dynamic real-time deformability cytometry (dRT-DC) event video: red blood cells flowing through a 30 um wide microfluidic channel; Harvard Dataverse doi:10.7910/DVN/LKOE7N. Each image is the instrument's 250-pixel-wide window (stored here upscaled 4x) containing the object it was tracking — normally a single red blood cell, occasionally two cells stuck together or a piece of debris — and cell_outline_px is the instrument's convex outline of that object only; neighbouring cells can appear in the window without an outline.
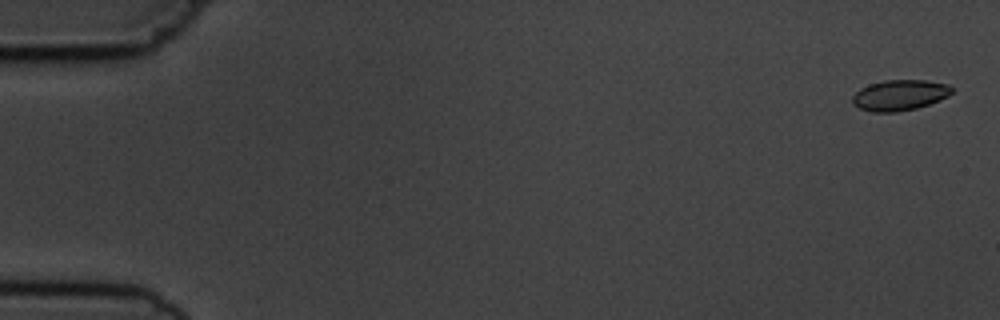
{"species": "common noctule bat (a hibernating species)", "species_latin": "Nyctalus noctula", "temperature_condition": "cold", "stored_images_in_passage": 9, "camera_frame_rate_fps": 3000, "um_per_image_px": 0.085, "animal": {"sex": "male", "body_mass_g": 19.5, "forearm_length_mm": 54.6}, "frame": {"image": 1, "passage_image": 1, "time_ms": 0.0, "image_size_px": [1000, 320], "cell_outline_px": [[952, 92], [948, 96], [940, 100], [916, 108], [896, 112], [872, 112], [860, 108], [852, 104], [852, 96], [860, 88], [868, 84], [884, 80], [924, 80], [948, 84], [952, 88]], "centroid_in_image_um": [76.45, 8.08], "position_along_channel_um": 8.6, "area_um2": 17.8}}
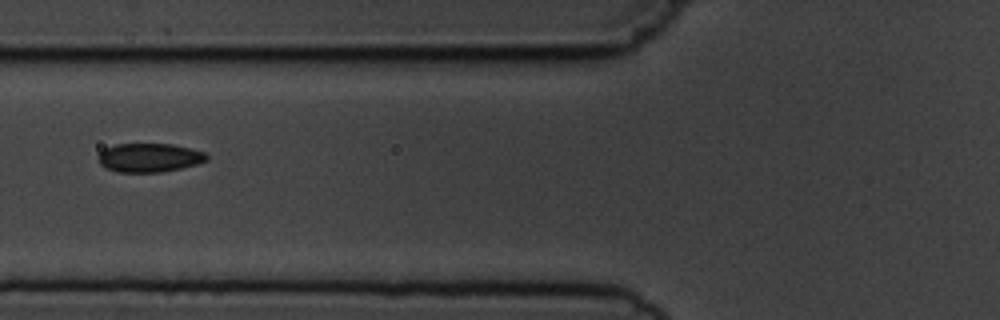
{"frame": {"image": 2, "passage_image": 6, "time_ms": 6.667, "image_size_px": [1000, 320], "cell_outline_px": [[208, 160], [196, 164], [180, 168], [160, 172], [116, 172], [100, 164], [96, 156], [104, 148], [116, 144], [172, 144], [192, 148], [204, 152], [208, 156]], "centroid_in_image_um": [12.68, 13.39], "position_along_channel_um": 113.1, "area_um2": 18.26}}
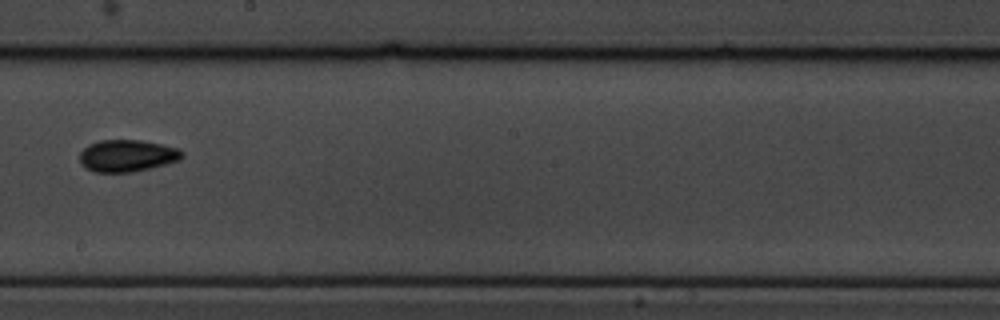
{"frame": {"image": 3, "passage_image": 9, "time_ms": 10.0, "image_size_px": [1000, 320], "cell_outline_px": [[184, 156], [180, 160], [152, 168], [132, 172], [92, 172], [84, 168], [80, 160], [80, 152], [88, 144], [100, 140], [140, 140], [180, 148], [184, 152]], "centroid_in_image_um": [10.82, 13.24], "position_along_channel_um": 237.4, "area_um2": 19.31}}